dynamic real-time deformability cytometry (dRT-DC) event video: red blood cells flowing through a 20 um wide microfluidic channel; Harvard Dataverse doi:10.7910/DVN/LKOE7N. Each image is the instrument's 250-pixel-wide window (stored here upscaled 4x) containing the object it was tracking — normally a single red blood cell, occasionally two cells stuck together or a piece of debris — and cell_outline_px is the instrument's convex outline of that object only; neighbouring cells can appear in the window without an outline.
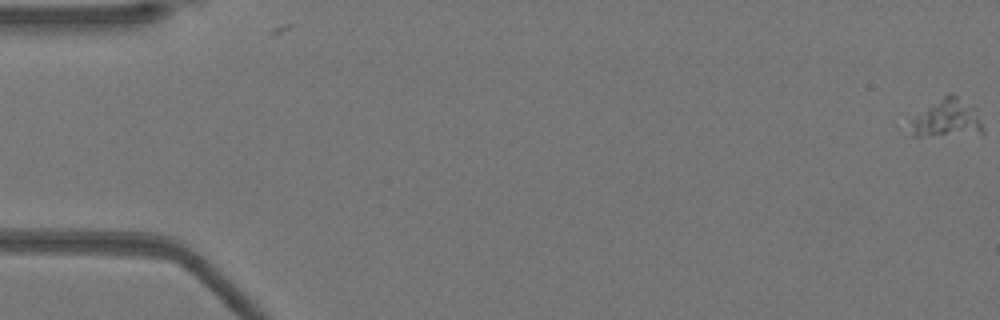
{"species": "Egyptian fruit bat (a non-hibernating species)", "species_latin": "Rousettus aegyptiacus", "temperature_condition": "warm", "stored_images_in_passage": 14, "camera_frame_rate_fps": 3000, "um_per_image_px": 0.085, "animal": {"sex": "female"}, "frame": {"image": 1, "passage_image": 1, "time_ms": 0.0, "image_size_px": [1000, 320], "cell_outline_px": [[984, 132], [920, 136], [912, 136], [912, 120], [948, 92], [952, 92], [976, 108], [984, 128]], "centroid_in_image_um": [80.56, 10.04], "position_along_channel_um": 4.4, "area_um2": 15.43}}